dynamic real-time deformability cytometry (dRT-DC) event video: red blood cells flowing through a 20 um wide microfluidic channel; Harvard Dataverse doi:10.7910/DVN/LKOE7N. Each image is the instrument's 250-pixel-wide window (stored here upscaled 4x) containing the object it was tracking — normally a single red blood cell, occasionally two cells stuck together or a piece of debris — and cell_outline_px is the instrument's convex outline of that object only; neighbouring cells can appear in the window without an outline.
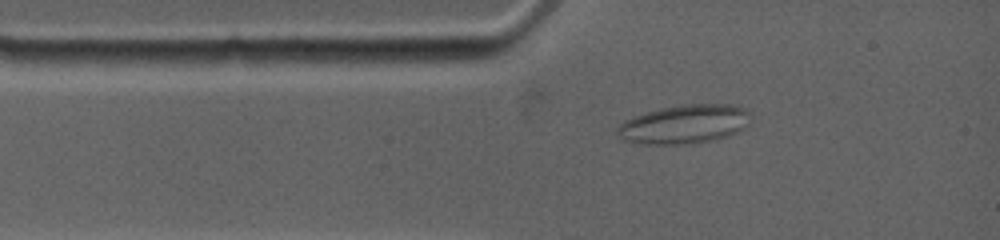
{"species": "common noctule bat (a hibernating species)", "species_latin": "Nyctalus noctula", "temperature_condition": "warm", "stored_images_in_passage": 6, "camera_frame_rate_fps": 4500, "um_per_image_px": 0.085, "animal": {"sex": "female", "body_mass_g": 19.0, "forearm_length_mm": 53.3}, "frame": {"image": 1, "passage_image": 1, "time_ms": 0.0, "image_size_px": [1000, 240], "cell_outline_px": [[748, 112], [744, 128], [728, 136], [716, 140], [696, 144], [640, 144], [624, 140], [616, 136], [616, 128], [624, 120], [632, 116], [660, 108], [684, 104], [736, 104], [748, 108]], "centroid_in_image_um": [58.13, 10.56], "position_along_channel_um": 26.9, "area_um2": 30.58}}
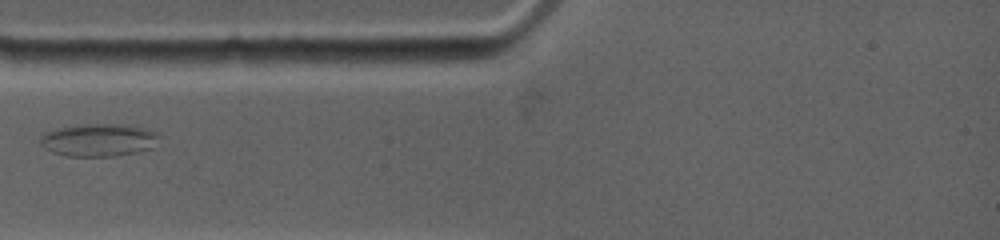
{"frame": {"image": 2, "passage_image": 3, "time_ms": 1.556, "image_size_px": [1000, 240], "cell_outline_px": [[160, 136], [152, 148], [136, 152], [112, 156], [68, 156], [52, 152], [44, 148], [40, 144], [40, 136], [44, 132], [56, 128], [76, 124], [124, 124], [144, 128], [156, 132]], "centroid_in_image_um": [8.34, 11.89], "position_along_channel_um": 76.7, "area_um2": 22.83}}
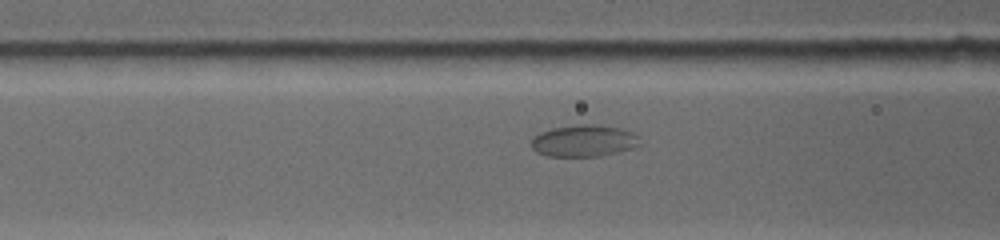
{"frame": {"image": 3, "passage_image": 5, "time_ms": 2.667, "image_size_px": [1000, 240], "cell_outline_px": [[644, 144], [620, 152], [600, 156], [548, 156], [536, 152], [532, 148], [532, 136], [540, 132], [552, 128], [576, 124], [596, 124], [620, 128], [632, 132], [640, 136]], "centroid_in_image_um": [49.68, 11.96], "position_along_channel_um": 116.9, "area_um2": 20.52}}